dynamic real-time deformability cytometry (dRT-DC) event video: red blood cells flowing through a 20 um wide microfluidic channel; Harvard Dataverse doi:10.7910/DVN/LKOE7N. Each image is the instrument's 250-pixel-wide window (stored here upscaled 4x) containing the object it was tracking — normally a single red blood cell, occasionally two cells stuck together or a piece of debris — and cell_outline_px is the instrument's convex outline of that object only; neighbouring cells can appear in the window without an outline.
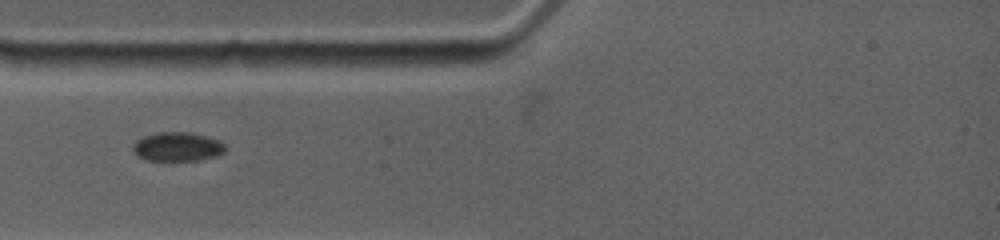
{"species": "common noctule bat (a hibernating species)", "species_latin": "Nyctalus noctula", "temperature_condition": "warm", "stored_images_in_passage": 2, "camera_frame_rate_fps": 4500, "um_per_image_px": 0.085, "animal": {"sex": "female", "body_mass_g": 19.0, "forearm_length_mm": 53.3}, "frame": {"image": 1, "passage_image": 1, "time_ms": 0.0, "image_size_px": [1000, 240], "cell_outline_px": [[224, 152], [216, 156], [196, 160], [148, 160], [136, 156], [132, 148], [132, 144], [136, 140], [144, 136], [156, 132], [192, 132], [208, 136], [224, 144]], "centroid_in_image_um": [15.03, 12.46], "position_along_channel_um": 70.0, "area_um2": 15.61}}